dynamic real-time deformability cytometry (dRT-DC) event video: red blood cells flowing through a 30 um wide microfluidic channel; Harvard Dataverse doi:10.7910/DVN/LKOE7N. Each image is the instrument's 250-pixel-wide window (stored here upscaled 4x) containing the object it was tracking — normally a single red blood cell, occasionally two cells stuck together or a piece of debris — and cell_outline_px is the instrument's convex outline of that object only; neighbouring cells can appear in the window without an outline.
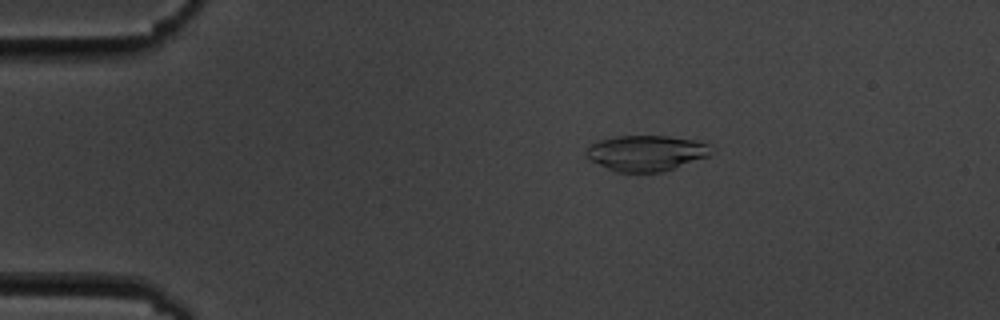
{"species": "common noctule bat (a hibernating species)", "species_latin": "Nyctalus noctula", "temperature_condition": "cold", "stored_images_in_passage": 8, "camera_frame_rate_fps": 3000, "um_per_image_px": 0.085, "animal": {"sex": "male", "body_mass_g": 19.5, "forearm_length_mm": 54.6}, "frame": {"image": 1, "passage_image": 3, "time_ms": 3.0, "image_size_px": [1000, 320], "cell_outline_px": [[708, 156], [660, 172], [616, 172], [584, 156], [584, 152], [596, 140], [616, 136], [668, 136], [696, 140], [708, 144]], "centroid_in_image_um": [54.86, 13.0], "position_along_channel_um": 30.1, "area_um2": 25.55}}
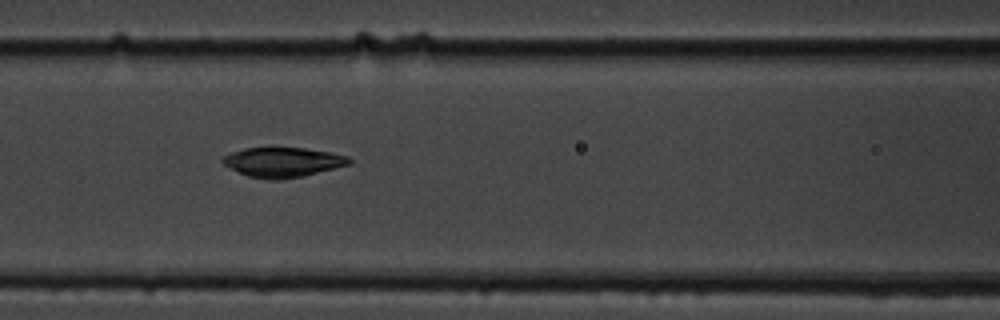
{"frame": {"image": 2, "passage_image": 7, "time_ms": 7.667, "image_size_px": [1000, 320], "cell_outline_px": [[352, 164], [304, 176], [276, 180], [268, 180], [248, 176], [224, 164], [220, 160], [224, 156], [232, 152], [244, 148], [304, 148], [332, 152], [348, 156], [352, 160]], "centroid_in_image_um": [24.09, 13.79], "position_along_channel_um": 142.5, "area_um2": 21.91}}
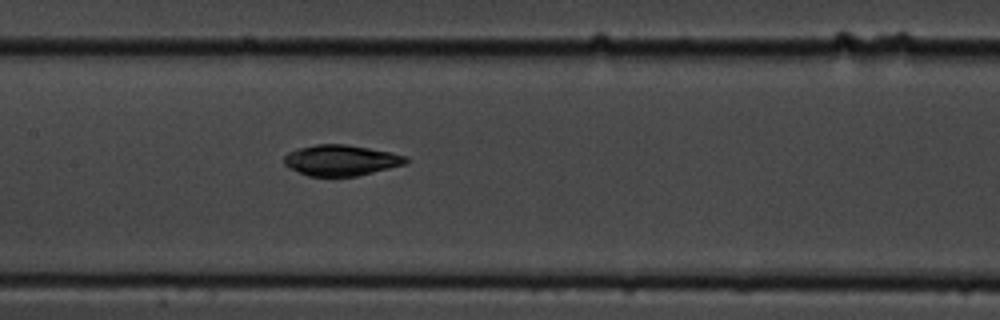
{"frame": {"image": 3, "passage_image": 8, "time_ms": 8.667, "image_size_px": [1000, 320], "cell_outline_px": [[408, 160], [404, 164], [356, 176], [308, 176], [288, 168], [284, 164], [284, 156], [288, 152], [300, 148], [316, 144], [344, 144], [368, 148], [408, 156]], "centroid_in_image_um": [28.94, 13.62], "position_along_channel_um": 178.5, "area_um2": 21.62}}